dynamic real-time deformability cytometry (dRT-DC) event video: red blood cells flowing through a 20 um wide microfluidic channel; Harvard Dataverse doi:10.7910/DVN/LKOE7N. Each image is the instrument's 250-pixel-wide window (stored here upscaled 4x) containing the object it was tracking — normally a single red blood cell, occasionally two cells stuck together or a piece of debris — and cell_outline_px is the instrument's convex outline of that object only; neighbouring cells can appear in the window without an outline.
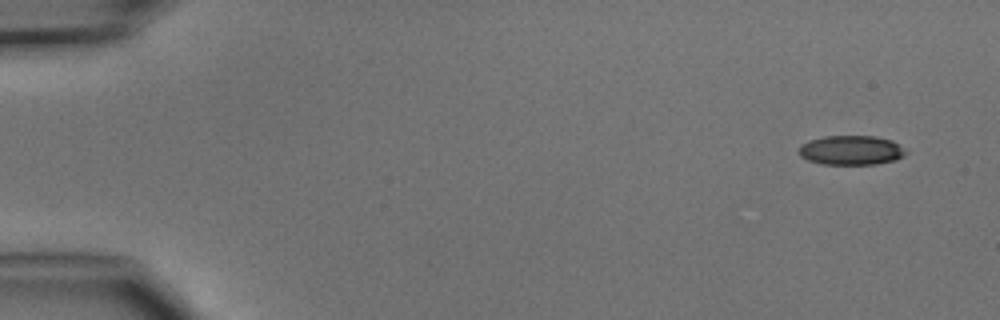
{"species": "common noctule bat (a hibernating species)", "species_latin": "Nyctalus noctula", "temperature_condition": "cold", "stored_images_in_passage": 5, "camera_frame_rate_fps": 3000, "um_per_image_px": 0.085, "animal": {"sex": "male", "body_mass_g": 15.6}, "frame": {"image": 1, "passage_image": 1, "time_ms": 0.0, "image_size_px": [1000, 320], "cell_outline_px": [[908, 152], [904, 156], [896, 160], [876, 164], [820, 164], [808, 160], [800, 156], [800, 144], [808, 140], [824, 136], [876, 136], [892, 140]], "centroid_in_image_um": [72.35, 12.77], "position_along_channel_um": 12.7, "area_um2": 18.44}}